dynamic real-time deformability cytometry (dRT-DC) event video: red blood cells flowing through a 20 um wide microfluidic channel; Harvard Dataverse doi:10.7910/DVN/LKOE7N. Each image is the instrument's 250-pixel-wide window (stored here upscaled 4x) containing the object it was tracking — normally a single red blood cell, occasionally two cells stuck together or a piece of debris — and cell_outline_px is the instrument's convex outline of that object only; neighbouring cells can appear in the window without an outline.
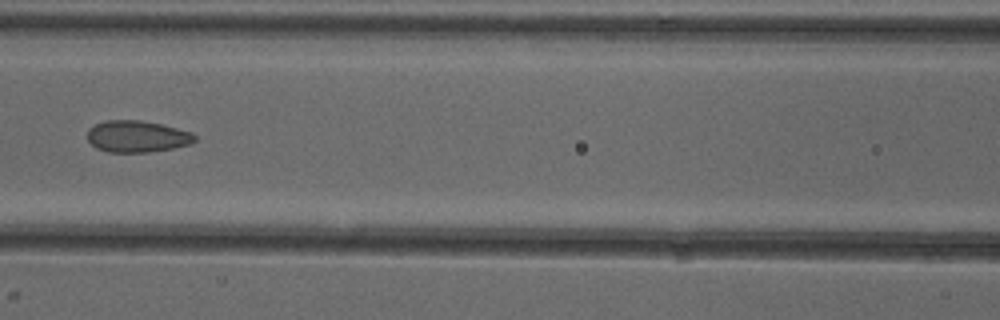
{"species": "common noctule bat (a hibernating species)", "species_latin": "Nyctalus noctula", "temperature_condition": "cold", "stored_images_in_passage": 7, "camera_frame_rate_fps": 3000, "um_per_image_px": 0.085, "animal": {"sex": "female"}, "frame": {"image": 1, "passage_image": 7, "time_ms": 6.667, "image_size_px": [1000, 320], "cell_outline_px": [[196, 140], [192, 144], [172, 148], [148, 152], [108, 152], [96, 148], [88, 140], [88, 128], [104, 120], [140, 120], [160, 124], [192, 132], [196, 136]], "centroid_in_image_um": [11.65, 11.6], "position_along_channel_um": 154.9, "area_um2": 19.83}}